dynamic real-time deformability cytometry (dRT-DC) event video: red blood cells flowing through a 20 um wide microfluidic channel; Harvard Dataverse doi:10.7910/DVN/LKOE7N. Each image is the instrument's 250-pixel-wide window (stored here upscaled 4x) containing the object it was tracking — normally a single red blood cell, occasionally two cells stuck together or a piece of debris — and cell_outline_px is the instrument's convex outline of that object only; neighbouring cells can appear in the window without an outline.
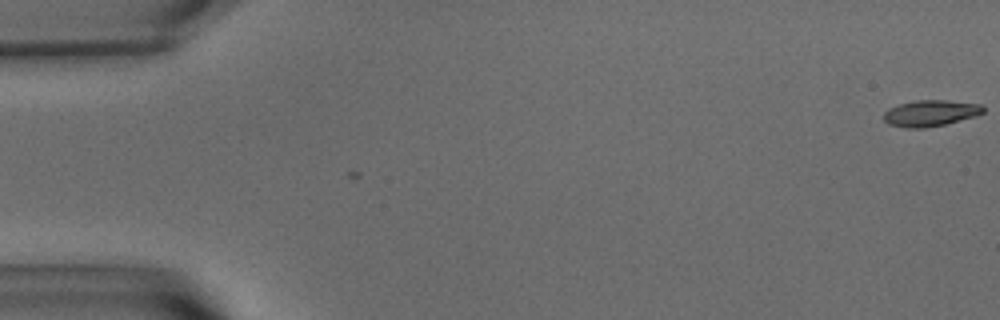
{"species": "common noctule bat (a hibernating species)", "species_latin": "Nyctalus noctula", "temperature_condition": "warm", "stored_images_in_passage": 3, "camera_frame_rate_fps": 3000, "um_per_image_px": 0.085, "animal": {"sex": "male", "body_mass_g": 15.6}, "frame": {"image": 1, "passage_image": 3, "time_ms": 0.667, "image_size_px": [1000, 320], "cell_outline_px": [[984, 112], [976, 116], [944, 124], [924, 128], [904, 128], [888, 124], [884, 120], [884, 112], [888, 108], [900, 104], [916, 100], [948, 100], [984, 104]], "centroid_in_image_um": [79.1, 9.61], "position_along_channel_um": 5.9, "area_um2": 15.32}}